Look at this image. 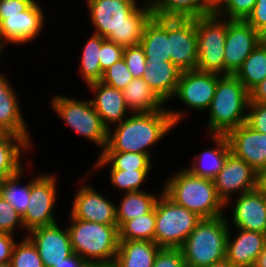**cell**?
Wrapping results in <instances>:
<instances>
[{"instance_id":"1","label":"cell","mask_w":266,"mask_h":267,"mask_svg":"<svg viewBox=\"0 0 266 267\" xmlns=\"http://www.w3.org/2000/svg\"><path fill=\"white\" fill-rule=\"evenodd\" d=\"M94 34L123 47L138 45L146 23L153 16L150 0H87Z\"/></svg>"},{"instance_id":"2","label":"cell","mask_w":266,"mask_h":267,"mask_svg":"<svg viewBox=\"0 0 266 267\" xmlns=\"http://www.w3.org/2000/svg\"><path fill=\"white\" fill-rule=\"evenodd\" d=\"M185 113L167 108L150 113H128L113 132L108 130L104 151L143 153L150 157L148 147L164 138Z\"/></svg>"},{"instance_id":"3","label":"cell","mask_w":266,"mask_h":267,"mask_svg":"<svg viewBox=\"0 0 266 267\" xmlns=\"http://www.w3.org/2000/svg\"><path fill=\"white\" fill-rule=\"evenodd\" d=\"M165 182L163 192L176 204L201 218L223 216L226 205L217 196L213 180L195 176L187 169H182Z\"/></svg>"},{"instance_id":"4","label":"cell","mask_w":266,"mask_h":267,"mask_svg":"<svg viewBox=\"0 0 266 267\" xmlns=\"http://www.w3.org/2000/svg\"><path fill=\"white\" fill-rule=\"evenodd\" d=\"M67 230L72 251L88 264H102L112 267L119 247L118 225H105L75 219Z\"/></svg>"},{"instance_id":"5","label":"cell","mask_w":266,"mask_h":267,"mask_svg":"<svg viewBox=\"0 0 266 267\" xmlns=\"http://www.w3.org/2000/svg\"><path fill=\"white\" fill-rule=\"evenodd\" d=\"M250 93L234 74L221 75L209 106L211 135H226L246 123Z\"/></svg>"},{"instance_id":"6","label":"cell","mask_w":266,"mask_h":267,"mask_svg":"<svg viewBox=\"0 0 266 267\" xmlns=\"http://www.w3.org/2000/svg\"><path fill=\"white\" fill-rule=\"evenodd\" d=\"M229 226L224 215L202 218L180 247L186 267H210L224 260Z\"/></svg>"},{"instance_id":"7","label":"cell","mask_w":266,"mask_h":267,"mask_svg":"<svg viewBox=\"0 0 266 267\" xmlns=\"http://www.w3.org/2000/svg\"><path fill=\"white\" fill-rule=\"evenodd\" d=\"M201 219L162 192L155 204L154 242L161 248H180Z\"/></svg>"},{"instance_id":"8","label":"cell","mask_w":266,"mask_h":267,"mask_svg":"<svg viewBox=\"0 0 266 267\" xmlns=\"http://www.w3.org/2000/svg\"><path fill=\"white\" fill-rule=\"evenodd\" d=\"M195 19L198 47L196 70L229 75L230 73L225 69L224 61L227 19L223 20L216 13Z\"/></svg>"},{"instance_id":"9","label":"cell","mask_w":266,"mask_h":267,"mask_svg":"<svg viewBox=\"0 0 266 267\" xmlns=\"http://www.w3.org/2000/svg\"><path fill=\"white\" fill-rule=\"evenodd\" d=\"M53 109L65 123L79 135L105 149L108 129L104 126L90 100H76L65 96H54Z\"/></svg>"},{"instance_id":"10","label":"cell","mask_w":266,"mask_h":267,"mask_svg":"<svg viewBox=\"0 0 266 267\" xmlns=\"http://www.w3.org/2000/svg\"><path fill=\"white\" fill-rule=\"evenodd\" d=\"M54 175H40L32 184L29 204L22 216L24 228L29 231L56 223L54 206L57 184Z\"/></svg>"},{"instance_id":"11","label":"cell","mask_w":266,"mask_h":267,"mask_svg":"<svg viewBox=\"0 0 266 267\" xmlns=\"http://www.w3.org/2000/svg\"><path fill=\"white\" fill-rule=\"evenodd\" d=\"M261 177L249 164L230 152L213 181L217 196L227 205L231 193L239 191L242 194L257 189Z\"/></svg>"},{"instance_id":"12","label":"cell","mask_w":266,"mask_h":267,"mask_svg":"<svg viewBox=\"0 0 266 267\" xmlns=\"http://www.w3.org/2000/svg\"><path fill=\"white\" fill-rule=\"evenodd\" d=\"M171 62L182 72L195 70L198 60L195 18H169Z\"/></svg>"},{"instance_id":"13","label":"cell","mask_w":266,"mask_h":267,"mask_svg":"<svg viewBox=\"0 0 266 267\" xmlns=\"http://www.w3.org/2000/svg\"><path fill=\"white\" fill-rule=\"evenodd\" d=\"M264 39L246 21L227 19L224 47L225 69L230 74H235L245 59Z\"/></svg>"},{"instance_id":"14","label":"cell","mask_w":266,"mask_h":267,"mask_svg":"<svg viewBox=\"0 0 266 267\" xmlns=\"http://www.w3.org/2000/svg\"><path fill=\"white\" fill-rule=\"evenodd\" d=\"M220 76V74L196 69L183 71L174 96L194 110H206L214 97Z\"/></svg>"},{"instance_id":"15","label":"cell","mask_w":266,"mask_h":267,"mask_svg":"<svg viewBox=\"0 0 266 267\" xmlns=\"http://www.w3.org/2000/svg\"><path fill=\"white\" fill-rule=\"evenodd\" d=\"M231 153L249 164L261 176L266 173V134L257 132L246 123L230 130Z\"/></svg>"},{"instance_id":"16","label":"cell","mask_w":266,"mask_h":267,"mask_svg":"<svg viewBox=\"0 0 266 267\" xmlns=\"http://www.w3.org/2000/svg\"><path fill=\"white\" fill-rule=\"evenodd\" d=\"M27 237L36 246L44 267H53L73 253L68 230L57 222L32 229Z\"/></svg>"},{"instance_id":"17","label":"cell","mask_w":266,"mask_h":267,"mask_svg":"<svg viewBox=\"0 0 266 267\" xmlns=\"http://www.w3.org/2000/svg\"><path fill=\"white\" fill-rule=\"evenodd\" d=\"M44 22L43 10L35 1L24 12L5 15V19L0 23V39L4 44L27 43L40 34Z\"/></svg>"},{"instance_id":"18","label":"cell","mask_w":266,"mask_h":267,"mask_svg":"<svg viewBox=\"0 0 266 267\" xmlns=\"http://www.w3.org/2000/svg\"><path fill=\"white\" fill-rule=\"evenodd\" d=\"M71 216L105 225H118L116 205L101 196L89 185H82L74 198Z\"/></svg>"},{"instance_id":"19","label":"cell","mask_w":266,"mask_h":267,"mask_svg":"<svg viewBox=\"0 0 266 267\" xmlns=\"http://www.w3.org/2000/svg\"><path fill=\"white\" fill-rule=\"evenodd\" d=\"M233 224L236 228L266 234V189L242 193L235 201Z\"/></svg>"},{"instance_id":"20","label":"cell","mask_w":266,"mask_h":267,"mask_svg":"<svg viewBox=\"0 0 266 267\" xmlns=\"http://www.w3.org/2000/svg\"><path fill=\"white\" fill-rule=\"evenodd\" d=\"M239 234L232 240L227 236L226 258L234 267H254L266 247V234L236 228Z\"/></svg>"},{"instance_id":"21","label":"cell","mask_w":266,"mask_h":267,"mask_svg":"<svg viewBox=\"0 0 266 267\" xmlns=\"http://www.w3.org/2000/svg\"><path fill=\"white\" fill-rule=\"evenodd\" d=\"M95 94V98L91 102L100 116L104 126L109 130L110 124H120L129 112V108L125 103L122 90H118L101 81L88 85Z\"/></svg>"},{"instance_id":"22","label":"cell","mask_w":266,"mask_h":267,"mask_svg":"<svg viewBox=\"0 0 266 267\" xmlns=\"http://www.w3.org/2000/svg\"><path fill=\"white\" fill-rule=\"evenodd\" d=\"M4 74H0V134H14L25 138L29 143L31 139L23 116L21 114L19 99Z\"/></svg>"},{"instance_id":"23","label":"cell","mask_w":266,"mask_h":267,"mask_svg":"<svg viewBox=\"0 0 266 267\" xmlns=\"http://www.w3.org/2000/svg\"><path fill=\"white\" fill-rule=\"evenodd\" d=\"M140 46L146 62L171 61L169 53V18L152 16L146 23Z\"/></svg>"},{"instance_id":"24","label":"cell","mask_w":266,"mask_h":267,"mask_svg":"<svg viewBox=\"0 0 266 267\" xmlns=\"http://www.w3.org/2000/svg\"><path fill=\"white\" fill-rule=\"evenodd\" d=\"M146 63L143 80L164 103L167 102L176 93L182 71L171 61Z\"/></svg>"},{"instance_id":"25","label":"cell","mask_w":266,"mask_h":267,"mask_svg":"<svg viewBox=\"0 0 266 267\" xmlns=\"http://www.w3.org/2000/svg\"><path fill=\"white\" fill-rule=\"evenodd\" d=\"M161 247L152 241H119L112 267H153Z\"/></svg>"},{"instance_id":"26","label":"cell","mask_w":266,"mask_h":267,"mask_svg":"<svg viewBox=\"0 0 266 267\" xmlns=\"http://www.w3.org/2000/svg\"><path fill=\"white\" fill-rule=\"evenodd\" d=\"M210 136H212L217 148L206 149L201 155H197L193 160L192 167L186 169L195 176L213 180L223 168L224 162L231 150L226 135L210 134Z\"/></svg>"},{"instance_id":"27","label":"cell","mask_w":266,"mask_h":267,"mask_svg":"<svg viewBox=\"0 0 266 267\" xmlns=\"http://www.w3.org/2000/svg\"><path fill=\"white\" fill-rule=\"evenodd\" d=\"M122 93L131 113H150L164 109L162 106L165 103L143 78H133Z\"/></svg>"},{"instance_id":"28","label":"cell","mask_w":266,"mask_h":267,"mask_svg":"<svg viewBox=\"0 0 266 267\" xmlns=\"http://www.w3.org/2000/svg\"><path fill=\"white\" fill-rule=\"evenodd\" d=\"M30 145L23 137L0 134V181L17 174L24 168L20 154L24 151L28 152Z\"/></svg>"},{"instance_id":"29","label":"cell","mask_w":266,"mask_h":267,"mask_svg":"<svg viewBox=\"0 0 266 267\" xmlns=\"http://www.w3.org/2000/svg\"><path fill=\"white\" fill-rule=\"evenodd\" d=\"M153 16L163 18H196L211 12L202 0H150Z\"/></svg>"},{"instance_id":"30","label":"cell","mask_w":266,"mask_h":267,"mask_svg":"<svg viewBox=\"0 0 266 267\" xmlns=\"http://www.w3.org/2000/svg\"><path fill=\"white\" fill-rule=\"evenodd\" d=\"M234 75L249 92L266 78V39L256 46Z\"/></svg>"},{"instance_id":"31","label":"cell","mask_w":266,"mask_h":267,"mask_svg":"<svg viewBox=\"0 0 266 267\" xmlns=\"http://www.w3.org/2000/svg\"><path fill=\"white\" fill-rule=\"evenodd\" d=\"M158 197L144 190L125 193L119 207L116 206L118 228L126 221L151 212Z\"/></svg>"},{"instance_id":"32","label":"cell","mask_w":266,"mask_h":267,"mask_svg":"<svg viewBox=\"0 0 266 267\" xmlns=\"http://www.w3.org/2000/svg\"><path fill=\"white\" fill-rule=\"evenodd\" d=\"M111 165L110 169L118 170H151V158L147 154L121 152V151H103L99 155L92 170H100L104 165Z\"/></svg>"},{"instance_id":"33","label":"cell","mask_w":266,"mask_h":267,"mask_svg":"<svg viewBox=\"0 0 266 267\" xmlns=\"http://www.w3.org/2000/svg\"><path fill=\"white\" fill-rule=\"evenodd\" d=\"M23 169L17 174L6 177L0 183V195L8 202L21 216L24 215L29 204V196L31 191V184L39 177L36 176L25 186H20L18 181L23 174Z\"/></svg>"},{"instance_id":"34","label":"cell","mask_w":266,"mask_h":267,"mask_svg":"<svg viewBox=\"0 0 266 267\" xmlns=\"http://www.w3.org/2000/svg\"><path fill=\"white\" fill-rule=\"evenodd\" d=\"M102 45V36L92 34L83 49L80 62V71L83 79L90 85L101 81L103 71L100 67L99 57Z\"/></svg>"},{"instance_id":"35","label":"cell","mask_w":266,"mask_h":267,"mask_svg":"<svg viewBox=\"0 0 266 267\" xmlns=\"http://www.w3.org/2000/svg\"><path fill=\"white\" fill-rule=\"evenodd\" d=\"M119 241H152L155 235V207L144 215L124 222L119 228Z\"/></svg>"},{"instance_id":"36","label":"cell","mask_w":266,"mask_h":267,"mask_svg":"<svg viewBox=\"0 0 266 267\" xmlns=\"http://www.w3.org/2000/svg\"><path fill=\"white\" fill-rule=\"evenodd\" d=\"M10 264L11 267H44L36 246L26 236L14 245Z\"/></svg>"},{"instance_id":"37","label":"cell","mask_w":266,"mask_h":267,"mask_svg":"<svg viewBox=\"0 0 266 267\" xmlns=\"http://www.w3.org/2000/svg\"><path fill=\"white\" fill-rule=\"evenodd\" d=\"M150 170H134V171H125L118 169H110V182L113 185L124 190L126 193L142 191L140 190L141 184L147 179V175Z\"/></svg>"},{"instance_id":"38","label":"cell","mask_w":266,"mask_h":267,"mask_svg":"<svg viewBox=\"0 0 266 267\" xmlns=\"http://www.w3.org/2000/svg\"><path fill=\"white\" fill-rule=\"evenodd\" d=\"M133 78V75L122 58L104 71L101 82L118 90H124Z\"/></svg>"},{"instance_id":"39","label":"cell","mask_w":266,"mask_h":267,"mask_svg":"<svg viewBox=\"0 0 266 267\" xmlns=\"http://www.w3.org/2000/svg\"><path fill=\"white\" fill-rule=\"evenodd\" d=\"M257 0H227L216 12L217 15L229 20H243L251 14Z\"/></svg>"},{"instance_id":"40","label":"cell","mask_w":266,"mask_h":267,"mask_svg":"<svg viewBox=\"0 0 266 267\" xmlns=\"http://www.w3.org/2000/svg\"><path fill=\"white\" fill-rule=\"evenodd\" d=\"M123 59L134 78H142L146 71V57L143 48L138 45L126 46Z\"/></svg>"},{"instance_id":"41","label":"cell","mask_w":266,"mask_h":267,"mask_svg":"<svg viewBox=\"0 0 266 267\" xmlns=\"http://www.w3.org/2000/svg\"><path fill=\"white\" fill-rule=\"evenodd\" d=\"M22 227V216L0 195V233L13 235L16 227Z\"/></svg>"},{"instance_id":"42","label":"cell","mask_w":266,"mask_h":267,"mask_svg":"<svg viewBox=\"0 0 266 267\" xmlns=\"http://www.w3.org/2000/svg\"><path fill=\"white\" fill-rule=\"evenodd\" d=\"M124 48L125 47L102 37L99 62L103 72L123 58Z\"/></svg>"},{"instance_id":"43","label":"cell","mask_w":266,"mask_h":267,"mask_svg":"<svg viewBox=\"0 0 266 267\" xmlns=\"http://www.w3.org/2000/svg\"><path fill=\"white\" fill-rule=\"evenodd\" d=\"M247 112L246 124L257 132L266 134V104L249 102Z\"/></svg>"},{"instance_id":"44","label":"cell","mask_w":266,"mask_h":267,"mask_svg":"<svg viewBox=\"0 0 266 267\" xmlns=\"http://www.w3.org/2000/svg\"><path fill=\"white\" fill-rule=\"evenodd\" d=\"M153 267H186L180 248H161Z\"/></svg>"},{"instance_id":"45","label":"cell","mask_w":266,"mask_h":267,"mask_svg":"<svg viewBox=\"0 0 266 267\" xmlns=\"http://www.w3.org/2000/svg\"><path fill=\"white\" fill-rule=\"evenodd\" d=\"M245 21L266 39V0H257Z\"/></svg>"},{"instance_id":"46","label":"cell","mask_w":266,"mask_h":267,"mask_svg":"<svg viewBox=\"0 0 266 267\" xmlns=\"http://www.w3.org/2000/svg\"><path fill=\"white\" fill-rule=\"evenodd\" d=\"M35 0H0V23L5 15H17L27 10Z\"/></svg>"},{"instance_id":"47","label":"cell","mask_w":266,"mask_h":267,"mask_svg":"<svg viewBox=\"0 0 266 267\" xmlns=\"http://www.w3.org/2000/svg\"><path fill=\"white\" fill-rule=\"evenodd\" d=\"M14 236L10 234L0 233V264L10 263L13 252Z\"/></svg>"},{"instance_id":"48","label":"cell","mask_w":266,"mask_h":267,"mask_svg":"<svg viewBox=\"0 0 266 267\" xmlns=\"http://www.w3.org/2000/svg\"><path fill=\"white\" fill-rule=\"evenodd\" d=\"M250 101L266 104V78L256 85L250 92Z\"/></svg>"},{"instance_id":"49","label":"cell","mask_w":266,"mask_h":267,"mask_svg":"<svg viewBox=\"0 0 266 267\" xmlns=\"http://www.w3.org/2000/svg\"><path fill=\"white\" fill-rule=\"evenodd\" d=\"M88 263L74 252L53 267H85Z\"/></svg>"},{"instance_id":"50","label":"cell","mask_w":266,"mask_h":267,"mask_svg":"<svg viewBox=\"0 0 266 267\" xmlns=\"http://www.w3.org/2000/svg\"><path fill=\"white\" fill-rule=\"evenodd\" d=\"M227 0H202L204 6L211 12L216 13Z\"/></svg>"},{"instance_id":"51","label":"cell","mask_w":266,"mask_h":267,"mask_svg":"<svg viewBox=\"0 0 266 267\" xmlns=\"http://www.w3.org/2000/svg\"><path fill=\"white\" fill-rule=\"evenodd\" d=\"M254 267H266V247L258 256Z\"/></svg>"},{"instance_id":"52","label":"cell","mask_w":266,"mask_h":267,"mask_svg":"<svg viewBox=\"0 0 266 267\" xmlns=\"http://www.w3.org/2000/svg\"><path fill=\"white\" fill-rule=\"evenodd\" d=\"M210 267H234V266L227 258H225L222 261L214 263Z\"/></svg>"},{"instance_id":"53","label":"cell","mask_w":266,"mask_h":267,"mask_svg":"<svg viewBox=\"0 0 266 267\" xmlns=\"http://www.w3.org/2000/svg\"><path fill=\"white\" fill-rule=\"evenodd\" d=\"M261 185L266 189V173L261 177Z\"/></svg>"},{"instance_id":"54","label":"cell","mask_w":266,"mask_h":267,"mask_svg":"<svg viewBox=\"0 0 266 267\" xmlns=\"http://www.w3.org/2000/svg\"><path fill=\"white\" fill-rule=\"evenodd\" d=\"M85 267H109L102 264H87Z\"/></svg>"},{"instance_id":"55","label":"cell","mask_w":266,"mask_h":267,"mask_svg":"<svg viewBox=\"0 0 266 267\" xmlns=\"http://www.w3.org/2000/svg\"><path fill=\"white\" fill-rule=\"evenodd\" d=\"M5 44L1 41L0 39V54H1V51L4 49ZM1 56V55H0Z\"/></svg>"},{"instance_id":"56","label":"cell","mask_w":266,"mask_h":267,"mask_svg":"<svg viewBox=\"0 0 266 267\" xmlns=\"http://www.w3.org/2000/svg\"><path fill=\"white\" fill-rule=\"evenodd\" d=\"M0 267H11V264L10 263L0 264Z\"/></svg>"}]
</instances>
